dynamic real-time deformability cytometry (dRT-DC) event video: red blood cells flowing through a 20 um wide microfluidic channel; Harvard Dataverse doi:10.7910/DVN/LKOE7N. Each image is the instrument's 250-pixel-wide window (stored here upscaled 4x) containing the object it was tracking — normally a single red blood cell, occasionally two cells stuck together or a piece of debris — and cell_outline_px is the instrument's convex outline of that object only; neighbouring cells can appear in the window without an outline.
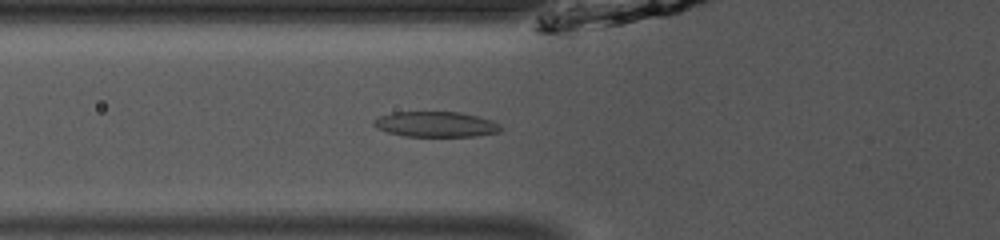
{"species": "common noctule bat (a hibernating species)", "species_latin": "Nyctalus noctula", "temperature_condition": "room temperature", "stored_images_in_passage": 45, "camera_frame_rate_fps": 3000, "um_per_image_px": 0.085, "animal": {"sex": "male", "body_mass_g": 13.0, "forearm_length_mm": 53.1}, "frame": {"image": 1, "passage_image": 13, "time_ms": 4.0, "image_size_px": [1000, 240], "cell_outline_px": [[504, 128], [500, 132], [472, 136], [404, 136], [388, 132], [372, 124], [372, 120], [380, 116], [392, 112], [460, 112], [492, 120], [500, 124]], "centroid_in_image_um": [37.07, 10.56], "position_along_channel_um": 88.7, "area_um2": 18.73}}
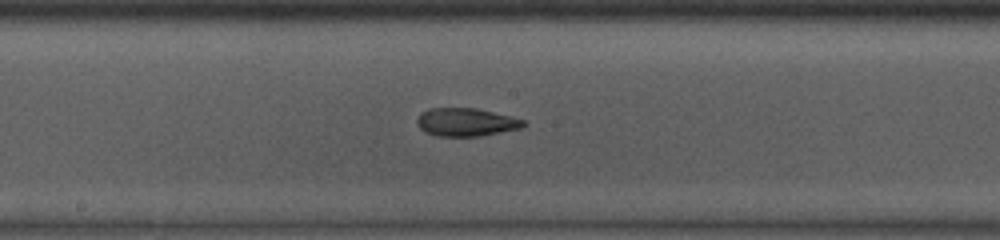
{"frame": {"image": 2, "passage_image": 22, "time_ms": 7.0, "image_size_px": [1000, 240], "cell_outline_px": [[528, 124], [520, 128], [476, 136], [436, 136], [424, 132], [416, 124], [416, 120], [420, 112], [428, 108], [476, 108], [512, 116], [524, 120]], "centroid_in_image_um": [39.57, 10.37], "position_along_channel_um": 208.6, "area_um2": 17.51}}
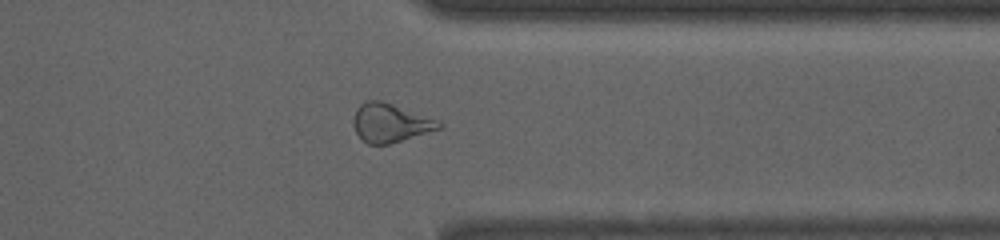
{"frame": {"image": 3, "passage_image": 35, "time_ms": 11.333, "image_size_px": [1000, 240], "cell_outline_px": [[444, 124], [440, 128], [388, 144], [368, 144], [356, 132], [352, 124], [352, 120], [356, 108], [360, 104], [368, 100], [380, 100], [392, 104], [436, 120]], "centroid_in_image_um": [33.11, 10.43], "position_along_channel_um": 378.3, "area_um2": 18.79}, "authors_computed_cell_mechanics": {"area_um2": 18.785, "velocity_mm_per_s": 3.9458, "shape_relaxation_time_tau1_ms": 4.8833, "shape_relaxation_time_tau2_ms": 2.5384, "deformation_change_tau1": 0.1625, "deformation_change_tau2": 0.1113}}